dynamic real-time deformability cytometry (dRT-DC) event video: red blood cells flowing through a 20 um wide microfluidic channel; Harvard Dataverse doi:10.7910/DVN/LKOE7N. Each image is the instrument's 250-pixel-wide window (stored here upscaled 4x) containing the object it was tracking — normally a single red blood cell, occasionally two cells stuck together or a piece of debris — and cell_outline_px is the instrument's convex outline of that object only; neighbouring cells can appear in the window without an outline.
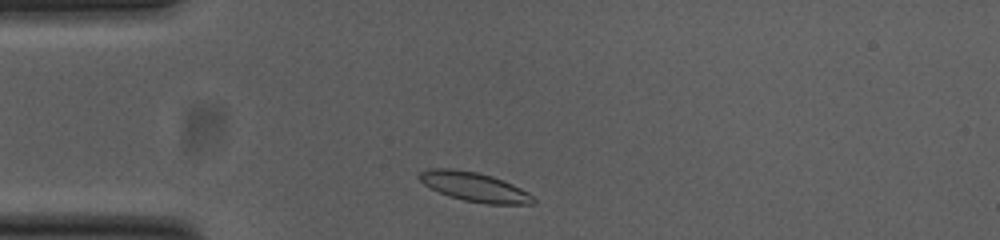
{"species": "common noctule bat (a hibernating species)", "species_latin": "Nyctalus noctula", "temperature_condition": "cold", "stored_images_in_passage": 33, "camera_frame_rate_fps": 3000, "um_per_image_px": 0.085, "animal": {"sex": "female", "body_mass_g": 23.0, "forearm_length_mm": 53.4}, "frame": {"image": 1, "passage_image": 2, "time_ms": 0.333, "image_size_px": [1000, 240], "cell_outline_px": [[536, 200], [532, 204], [484, 204], [464, 200], [440, 192], [424, 184], [416, 176], [420, 172], [428, 168], [452, 168], [476, 172], [492, 176], [512, 184], [528, 192]], "centroid_in_image_um": [40.31, 15.87], "position_along_channel_um": 44.7, "area_um2": 19.25}}
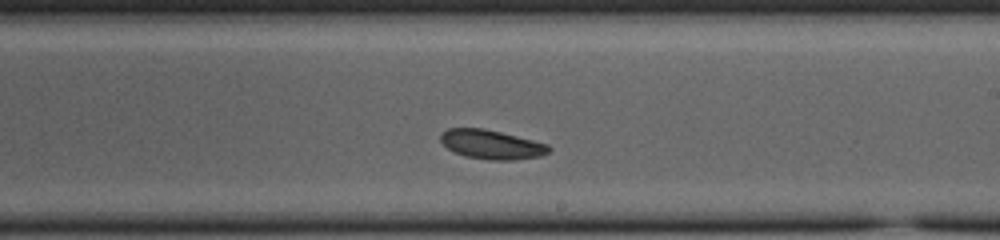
{"frame": {"image": 2, "passage_image": 20, "time_ms": 6.333, "image_size_px": [1000, 240], "cell_outline_px": [[552, 148], [548, 152], [540, 156], [512, 160], [488, 160], [464, 156], [448, 148], [440, 140], [440, 136], [448, 128], [480, 128], [500, 132], [548, 144]], "centroid_in_image_um": [41.78, 12.29], "position_along_channel_um": 247.2, "area_um2": 18.15}}
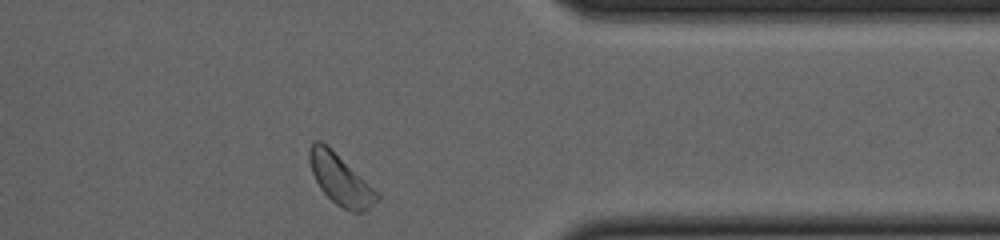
{"frame": {"image": 3, "passage_image": 32, "time_ms": 10.333, "image_size_px": [1000, 240], "cell_outline_px": [[380, 200], [368, 212], [352, 212], [336, 204], [320, 188], [312, 172], [308, 160], [308, 148], [316, 140], [320, 140], [380, 192]], "centroid_in_image_um": [28.99, 15.31], "position_along_channel_um": 382.4, "area_um2": 19.94}, "authors_computed_cell_mechanics": {"area_um2": 18.4382, "velocity_mm_per_s": 3.7019, "shape_relaxation_time_tau1_ms": 5.2932, "shape_relaxation_time_tau2_ms": null, "deformation_change_tau1": 0.1467, "deformation_change_tau2": null}}